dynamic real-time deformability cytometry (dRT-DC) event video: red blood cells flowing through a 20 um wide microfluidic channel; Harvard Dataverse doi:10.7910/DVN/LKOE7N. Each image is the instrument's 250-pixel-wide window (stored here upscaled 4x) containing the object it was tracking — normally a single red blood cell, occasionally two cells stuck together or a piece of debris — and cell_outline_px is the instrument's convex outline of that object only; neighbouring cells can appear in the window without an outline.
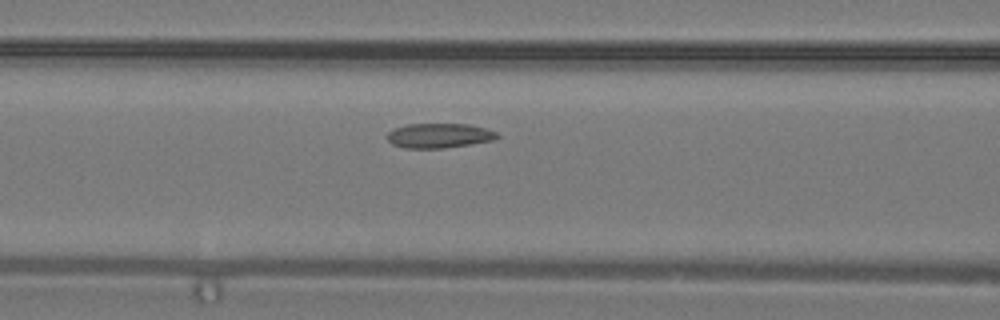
{"species": "common noctule bat (a hibernating species)", "species_latin": "Nyctalus noctula", "temperature_condition": "warm", "stored_images_in_passage": 5, "camera_frame_rate_fps": 3000, "um_per_image_px": 0.085, "animal": {"sex": "male", "body_mass_g": 19.2, "forearm_length_mm": 51.8}, "frame": {"image": 1, "passage_image": 4, "time_ms": 1.0, "image_size_px": [1000, 320], "cell_outline_px": [[500, 136], [496, 140], [444, 148], [404, 148], [392, 144], [384, 136], [392, 128], [408, 124], [468, 124], [484, 128], [496, 132]], "centroid_in_image_um": [37.29, 11.53], "position_along_channel_um": 129.3, "area_um2": 15.95}}